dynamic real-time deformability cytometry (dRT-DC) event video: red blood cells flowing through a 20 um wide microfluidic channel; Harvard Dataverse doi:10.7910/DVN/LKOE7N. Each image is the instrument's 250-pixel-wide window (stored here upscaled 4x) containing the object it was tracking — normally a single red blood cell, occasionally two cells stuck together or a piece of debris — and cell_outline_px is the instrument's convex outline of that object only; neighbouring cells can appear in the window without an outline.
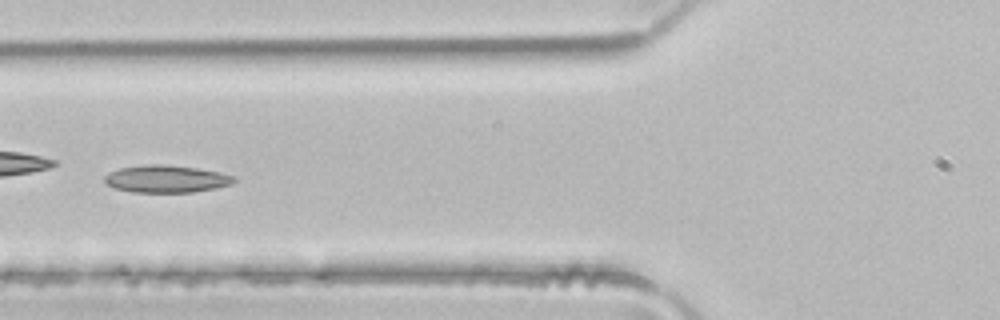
{"species": "common noctule bat (a hibernating species)", "species_latin": "Nyctalus noctula", "temperature_condition": "room temperature", "stored_images_in_passage": 4, "camera_frame_rate_fps": 3000, "um_per_image_px": 0.085, "animal": {"sex": "male", "body_mass_g": 21.5, "forearm_length_mm": 52.0}, "frame": {"image": 1, "passage_image": 4, "time_ms": 1.0, "image_size_px": [1000, 320], "cell_outline_px": [[236, 180], [232, 184], [216, 188], [192, 192], [132, 192], [116, 188], [108, 184], [104, 180], [104, 176], [108, 172], [120, 168], [148, 164], [164, 164], [196, 168], [220, 172], [232, 176]], "centroid_in_image_um": [14.13, 15.2], "position_along_channel_um": 111.7, "area_um2": 20.52}}